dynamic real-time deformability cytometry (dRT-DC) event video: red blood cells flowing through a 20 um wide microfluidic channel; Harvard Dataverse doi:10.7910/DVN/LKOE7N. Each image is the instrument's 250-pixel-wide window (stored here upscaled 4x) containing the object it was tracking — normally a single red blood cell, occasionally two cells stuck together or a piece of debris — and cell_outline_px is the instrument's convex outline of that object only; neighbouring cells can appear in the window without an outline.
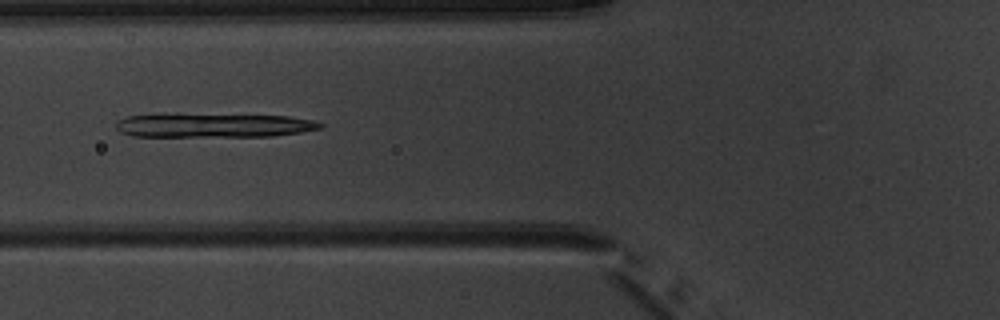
{"species": "common noctule bat (a hibernating species)", "species_latin": "Nyctalus noctula", "temperature_condition": "warm", "stored_images_in_passage": 6, "camera_frame_rate_fps": 3000, "um_per_image_px": 0.085, "animal": {"sex": "male", "body_mass_g": 20.1, "forearm_length_mm": 53.5}, "frame": {"image": 1, "passage_image": 6, "time_ms": 6.0, "image_size_px": [1000, 320], "cell_outline_px": [[324, 128], [304, 132], [272, 136], [132, 136], [120, 132], [116, 128], [116, 124], [120, 120], [128, 116], [176, 112], [288, 116], [316, 120], [324, 124]], "centroid_in_image_um": [18.2, 10.62], "position_along_channel_um": 107.6, "area_um2": 29.65}}